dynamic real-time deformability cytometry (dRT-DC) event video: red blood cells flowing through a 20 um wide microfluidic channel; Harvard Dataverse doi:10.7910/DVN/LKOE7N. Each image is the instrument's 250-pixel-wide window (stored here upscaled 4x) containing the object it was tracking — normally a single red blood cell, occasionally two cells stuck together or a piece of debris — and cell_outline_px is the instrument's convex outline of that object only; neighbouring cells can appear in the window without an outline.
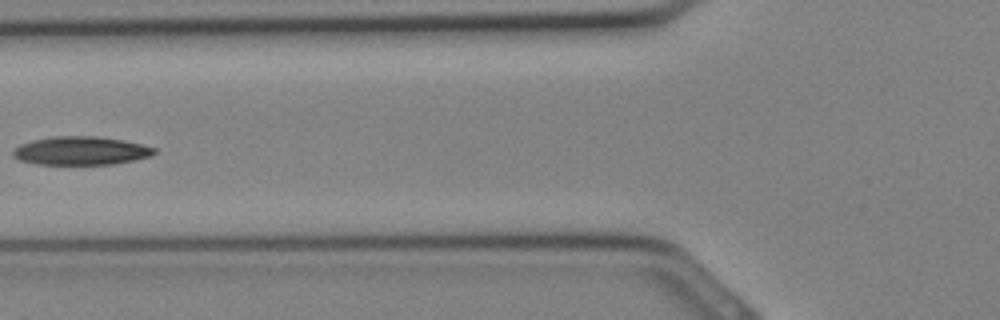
{"species": "Egyptian fruit bat (a non-hibernating species)", "species_latin": "Rousettus aegyptiacus", "temperature_condition": "cold", "stored_images_in_passage": 14, "camera_frame_rate_fps": 3000, "um_per_image_px": 0.085, "animal": {"sex": "female"}, "frame": {"image": 1, "passage_image": 13, "time_ms": 4.0, "image_size_px": [1000, 320], "cell_outline_px": [[156, 152], [152, 156], [112, 164], [36, 164], [20, 160], [12, 156], [12, 152], [20, 144], [32, 140], [52, 136], [96, 136], [120, 140], [140, 144], [156, 148]], "centroid_in_image_um": [6.85, 12.81], "position_along_channel_um": 119.0, "area_um2": 23.24}}